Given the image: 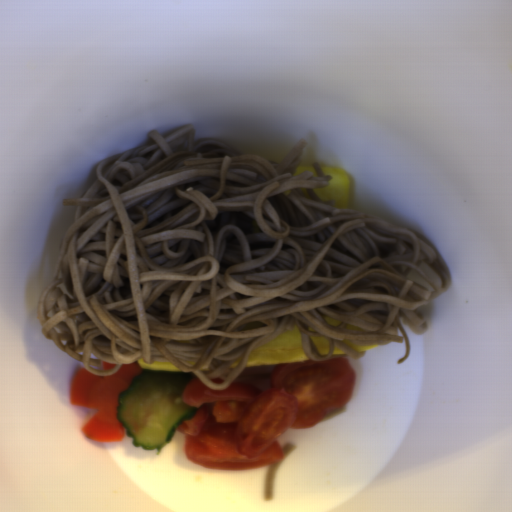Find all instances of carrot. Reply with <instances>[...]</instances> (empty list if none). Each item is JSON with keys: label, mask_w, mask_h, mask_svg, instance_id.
<instances>
[{"label": "carrot", "mask_w": 512, "mask_h": 512, "mask_svg": "<svg viewBox=\"0 0 512 512\" xmlns=\"http://www.w3.org/2000/svg\"><path fill=\"white\" fill-rule=\"evenodd\" d=\"M143 369L138 360L124 363L108 376H96L87 368H81L71 378L68 402L94 409V413L81 427L85 436L95 442H121L125 427L117 417L118 396L129 389L131 381Z\"/></svg>", "instance_id": "1"}, {"label": "carrot", "mask_w": 512, "mask_h": 512, "mask_svg": "<svg viewBox=\"0 0 512 512\" xmlns=\"http://www.w3.org/2000/svg\"><path fill=\"white\" fill-rule=\"evenodd\" d=\"M117 366V363H109L105 361H101V368L103 371H110L112 369H115Z\"/></svg>", "instance_id": "2"}]
</instances>
